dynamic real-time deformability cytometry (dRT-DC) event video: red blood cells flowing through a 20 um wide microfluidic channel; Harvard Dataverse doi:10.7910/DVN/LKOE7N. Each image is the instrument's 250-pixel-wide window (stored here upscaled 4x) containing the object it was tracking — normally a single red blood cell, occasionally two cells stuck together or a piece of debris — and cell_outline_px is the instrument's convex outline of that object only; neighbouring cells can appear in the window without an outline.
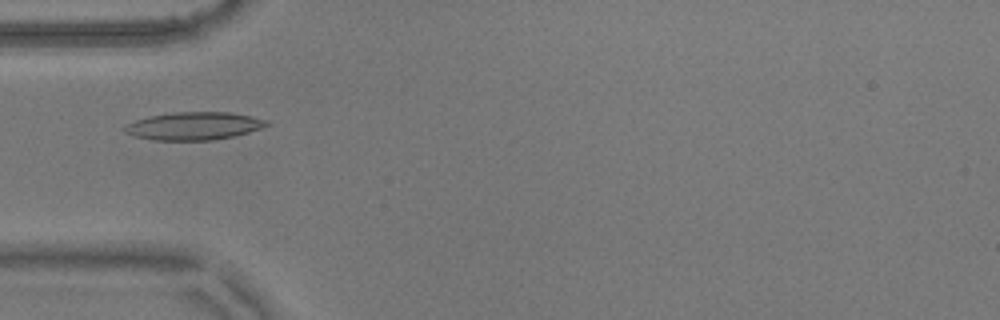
{"species": "common noctule bat (a hibernating species)", "species_latin": "Nyctalus noctula", "temperature_condition": "warm", "stored_images_in_passage": 51, "camera_frame_rate_fps": 3000, "um_per_image_px": 0.085, "animal": {"sex": "male", "body_mass_g": 17.9}, "frame": {"image": 1, "passage_image": 13, "time_ms": 4.0, "image_size_px": [1000, 320], "cell_outline_px": [[272, 124], [248, 132], [232, 136], [212, 140], [152, 140], [136, 136], [124, 132], [120, 128], [136, 120], [148, 116], [172, 112], [232, 112], [252, 116], [268, 120]], "centroid_in_image_um": [16.48, 10.7], "position_along_channel_um": 68.5, "area_um2": 23.12}}
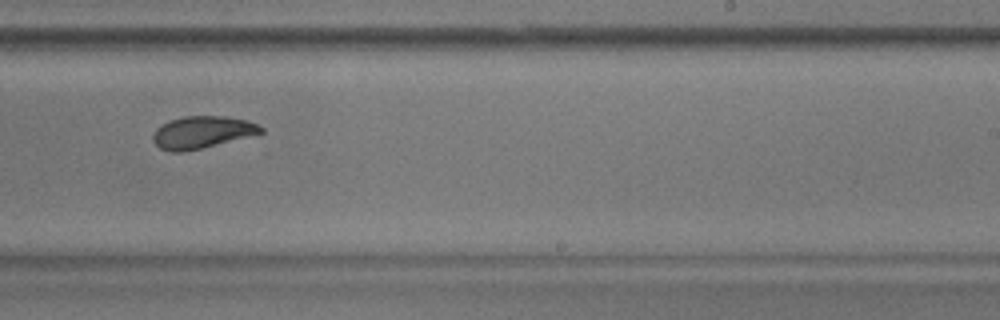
{"frame": {"image": 2, "passage_image": 30, "time_ms": 9.667, "image_size_px": [1000, 320], "cell_outline_px": [[264, 132], [184, 152], [172, 152], [160, 148], [152, 140], [152, 136], [156, 128], [160, 124], [168, 120], [184, 116], [224, 116], [244, 120], [256, 124], [264, 128]], "centroid_in_image_um": [17.1, 11.23], "position_along_channel_um": 271.9, "area_um2": 20.0}}
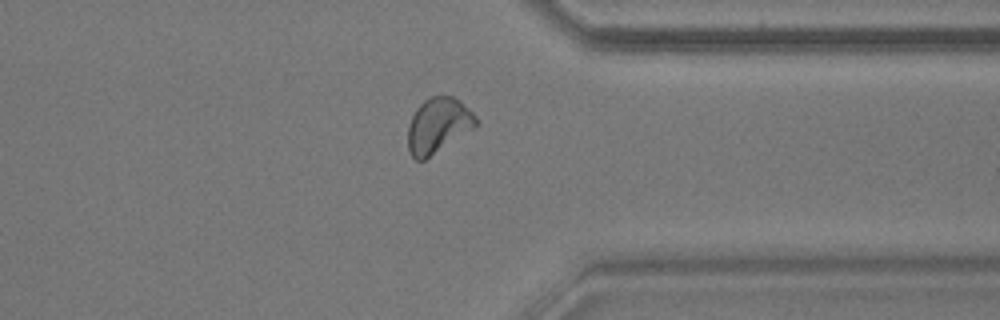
{"frame": {"image": 3, "passage_image": 39, "time_ms": 12.667, "image_size_px": [1000, 320], "cell_outline_px": [[476, 124], [472, 128], [424, 160], [416, 160], [412, 156], [408, 148], [408, 124], [416, 108], [428, 96], [452, 96], [460, 100], [476, 116]], "centroid_in_image_um": [37.2, 10.63], "position_along_channel_um": 374.2, "area_um2": 21.44}, "authors_computed_cell_mechanics": {"area_um2": 21.386, "velocity_mm_per_s": 3.5743, "shape_relaxation_time_tau1_ms": 7.764, "shape_relaxation_time_tau2_ms": 2.3397, "deformation_change_tau1": 0.2014, "deformation_change_tau2": 0.0705}}